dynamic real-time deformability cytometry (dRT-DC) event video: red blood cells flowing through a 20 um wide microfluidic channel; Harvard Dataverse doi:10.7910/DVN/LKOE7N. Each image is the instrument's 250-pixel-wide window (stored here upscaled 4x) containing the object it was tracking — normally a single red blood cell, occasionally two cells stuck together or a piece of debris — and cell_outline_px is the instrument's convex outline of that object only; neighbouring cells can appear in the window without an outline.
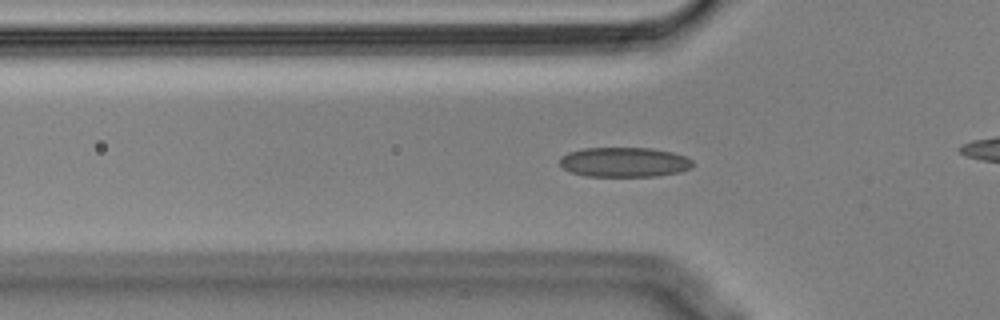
{"species": "Egyptian fruit bat (a non-hibernating species)", "species_latin": "Rousettus aegyptiacus", "temperature_condition": "cold", "stored_images_in_passage": 43, "camera_frame_rate_fps": 3000, "um_per_image_px": 0.085, "animal": {"sex": "male"}, "frame": {"image": 1, "passage_image": 4, "time_ms": 1.0, "image_size_px": [1000, 320], "cell_outline_px": [[692, 168], [680, 172], [656, 176], [584, 176], [572, 172], [564, 168], [560, 164], [560, 156], [568, 152], [584, 148], [652, 148], [672, 152], [684, 156], [692, 160]], "centroid_in_image_um": [53.06, 13.78], "position_along_channel_um": 72.7, "area_um2": 23.06}}
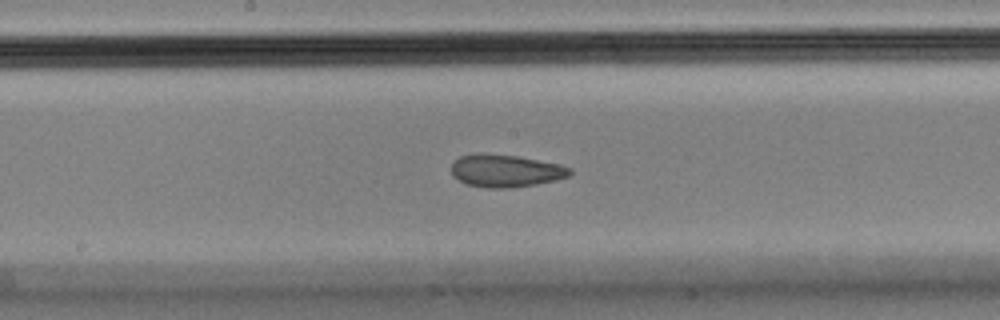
{"frame": {"image": 2, "passage_image": 15, "time_ms": 4.667, "image_size_px": [1000, 320], "cell_outline_px": [[572, 172], [568, 176], [556, 180], [536, 184], [512, 188], [488, 188], [468, 184], [452, 176], [452, 164], [460, 156], [480, 152], [484, 152], [516, 156], [560, 164], [572, 168]], "centroid_in_image_um": [42.98, 14.51], "position_along_channel_um": 205.2, "area_um2": 22.54}}
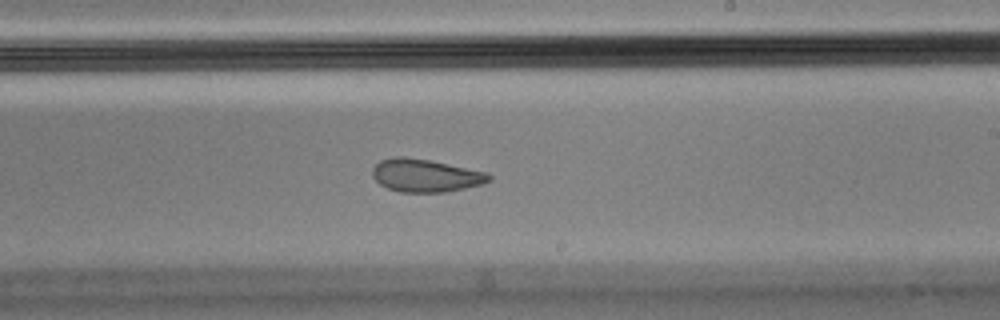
{"frame": {"image": 3, "passage_image": 19, "time_ms": 6.0, "image_size_px": [1000, 320], "cell_outline_px": [[492, 180], [484, 184], [444, 192], [400, 192], [388, 188], [380, 184], [372, 176], [372, 168], [380, 160], [396, 156], [404, 156], [428, 160], [488, 172], [492, 176]], "centroid_in_image_um": [36.18, 14.92], "position_along_channel_um": 252.8, "area_um2": 22.37}, "authors_computed_cell_mechanics": {"area_um2": 23.0622, "velocity_mm_per_s": 3.5849, "shape_relaxation_time_tau1_ms": null, "shape_relaxation_time_tau2_ms": 1.8706, "deformation_change_tau1": null, "deformation_change_tau2": 0.0772}}